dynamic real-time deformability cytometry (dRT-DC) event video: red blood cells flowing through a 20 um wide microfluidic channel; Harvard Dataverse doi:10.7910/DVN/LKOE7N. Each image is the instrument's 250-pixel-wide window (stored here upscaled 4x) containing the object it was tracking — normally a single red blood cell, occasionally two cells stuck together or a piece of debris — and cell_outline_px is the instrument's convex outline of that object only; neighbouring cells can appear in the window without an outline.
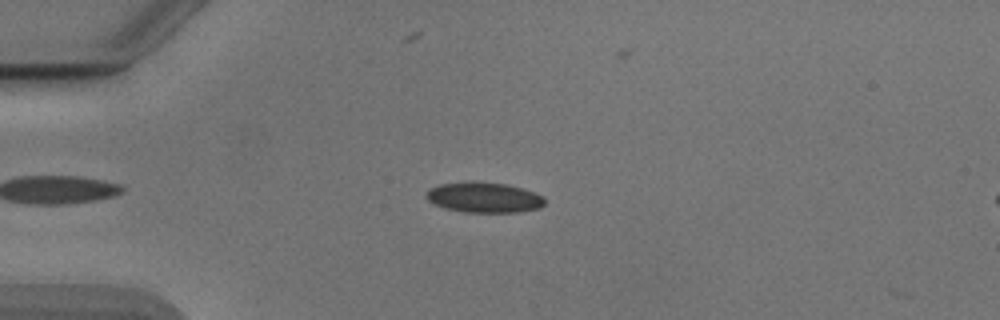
{"species": "Egyptian fruit bat (a non-hibernating species)", "species_latin": "Rousettus aegyptiacus", "temperature_condition": "cold", "stored_images_in_passage": 12, "camera_frame_rate_fps": 3000, "um_per_image_px": 0.085, "animal": {"sex": "male"}, "frame": {"image": 1, "passage_image": 10, "time_ms": 3.0, "image_size_px": [1000, 320], "cell_outline_px": [[544, 204], [540, 208], [520, 212], [464, 212], [444, 208], [428, 200], [424, 196], [428, 188], [440, 184], [464, 180], [472, 180], [504, 184], [536, 192], [544, 196]], "centroid_in_image_um": [41.11, 16.76], "position_along_channel_um": 43.9, "area_um2": 21.33}}